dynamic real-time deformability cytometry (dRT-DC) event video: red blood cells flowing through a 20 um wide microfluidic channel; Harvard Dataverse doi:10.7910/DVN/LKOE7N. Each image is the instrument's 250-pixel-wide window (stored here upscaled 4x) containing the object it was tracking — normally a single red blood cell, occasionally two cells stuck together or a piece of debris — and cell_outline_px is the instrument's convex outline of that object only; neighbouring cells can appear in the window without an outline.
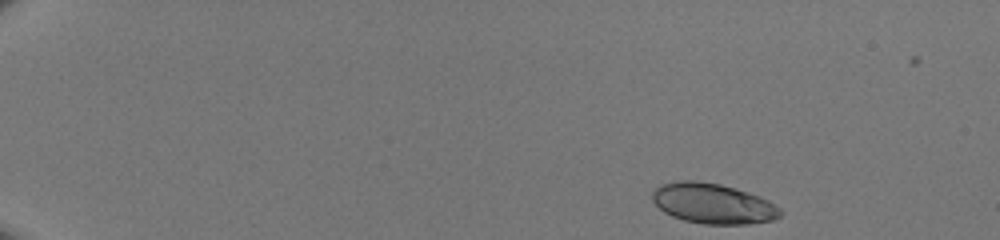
{"species": "human", "species_latin": "Homo sapiens", "temperature_condition": "room temperature", "stored_images_in_passage": 44, "camera_frame_rate_fps": 3000, "um_per_image_px": 0.085, "donor": {"sex": "male"}, "frame": {"image": 1, "passage_image": 1, "time_ms": 0.0, "image_size_px": [1000, 240], "cell_outline_px": [[780, 216], [772, 220], [744, 224], [704, 224], [684, 220], [672, 216], [664, 212], [652, 200], [652, 192], [660, 184], [680, 180], [696, 180], [720, 184], [736, 188], [748, 192], [768, 200], [780, 208]], "centroid_in_image_um": [60.57, 17.29], "position_along_channel_um": 24.4, "area_um2": 29.94}}
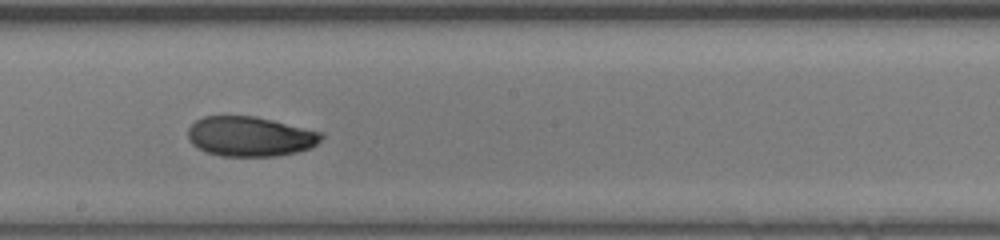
{"frame": {"image": 2, "passage_image": 25, "time_ms": 8.0, "image_size_px": [1000, 240], "cell_outline_px": [[324, 136], [312, 148], [296, 152], [276, 156], [220, 156], [204, 152], [192, 144], [188, 140], [188, 128], [196, 120], [204, 116], [256, 116], [324, 132]], "centroid_in_image_um": [21.26, 11.6], "position_along_channel_um": 226.9, "area_um2": 31.27}}
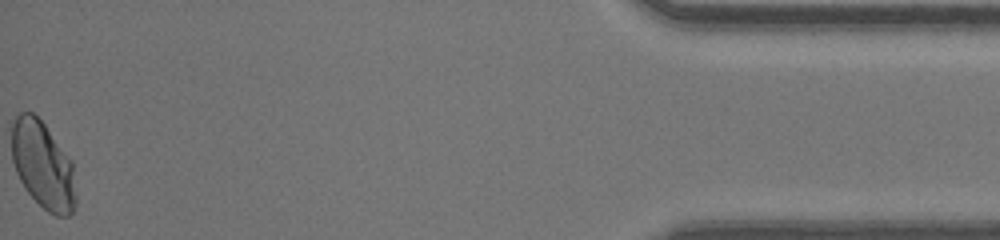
{"frame": {"image": 3, "passage_image": 44, "time_ms": 14.333, "image_size_px": [1000, 240], "cell_outline_px": [[76, 204], [72, 212], [68, 216], [56, 216], [48, 212], [24, 188], [16, 172], [12, 160], [12, 124], [16, 116], [20, 112], [32, 112], [44, 124], [72, 160], [76, 196]], "centroid_in_image_um": [3.65, 14.05], "position_along_channel_um": 431.5, "area_um2": 32.6}}